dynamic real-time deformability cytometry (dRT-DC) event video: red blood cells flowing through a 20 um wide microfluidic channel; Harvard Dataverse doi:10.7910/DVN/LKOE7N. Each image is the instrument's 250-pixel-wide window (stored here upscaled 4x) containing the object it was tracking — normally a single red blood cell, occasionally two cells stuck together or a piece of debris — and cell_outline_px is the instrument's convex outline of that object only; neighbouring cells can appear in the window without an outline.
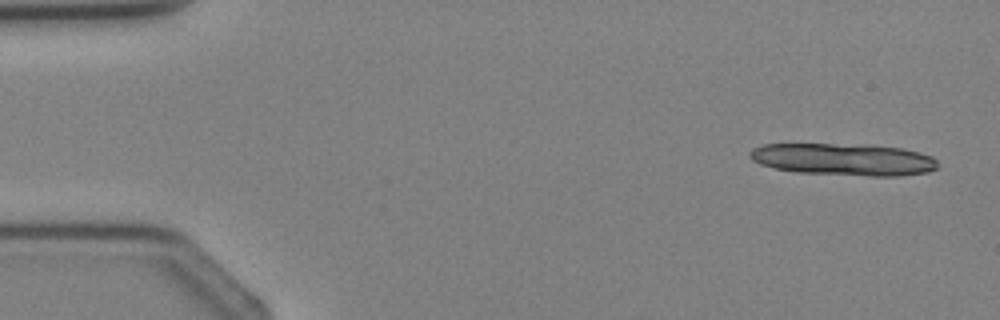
{"species": "Egyptian fruit bat (a non-hibernating species)", "species_latin": "Rousettus aegyptiacus", "temperature_condition": "cold", "stored_images_in_passage": 4, "camera_frame_rate_fps": 3000, "um_per_image_px": 0.085, "animal": {"sex": "female"}, "frame": {"image": 1, "passage_image": 1, "time_ms": 0.0, "image_size_px": [1000, 320], "cell_outline_px": [[936, 168], [928, 172], [896, 176], [868, 176], [796, 172], [776, 168], [760, 164], [752, 160], [748, 156], [748, 152], [752, 148], [764, 144], [864, 144], [900, 148], [920, 152], [932, 156], [936, 160]], "centroid_in_image_um": [71.68, 13.54], "position_along_channel_um": 13.3, "area_um2": 35.26}}